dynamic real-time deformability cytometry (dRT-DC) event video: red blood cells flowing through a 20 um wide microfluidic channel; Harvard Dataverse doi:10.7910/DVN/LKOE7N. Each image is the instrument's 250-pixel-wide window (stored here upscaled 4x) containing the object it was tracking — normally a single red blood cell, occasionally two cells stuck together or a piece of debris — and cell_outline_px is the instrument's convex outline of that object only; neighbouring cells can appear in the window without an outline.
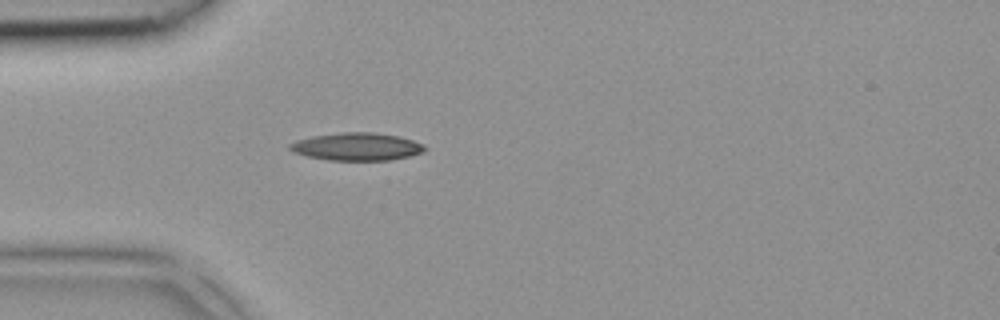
{"species": "common noctule bat (a hibernating species)", "species_latin": "Nyctalus noctula", "temperature_condition": "room temperature", "stored_images_in_passage": 2, "camera_frame_rate_fps": 3000, "um_per_image_px": 0.085, "animal": {"sex": "female", "body_mass_g": 18.4}, "frame": {"image": 1, "passage_image": 2, "time_ms": 0.333, "image_size_px": [1000, 320], "cell_outline_px": [[428, 148], [424, 152], [408, 156], [388, 160], [328, 160], [308, 156], [292, 152], [288, 148], [288, 144], [296, 140], [312, 136], [344, 132], [372, 132], [400, 136], [424, 144]], "centroid_in_image_um": [30.33, 12.46], "position_along_channel_um": 54.7, "area_um2": 21.85}}